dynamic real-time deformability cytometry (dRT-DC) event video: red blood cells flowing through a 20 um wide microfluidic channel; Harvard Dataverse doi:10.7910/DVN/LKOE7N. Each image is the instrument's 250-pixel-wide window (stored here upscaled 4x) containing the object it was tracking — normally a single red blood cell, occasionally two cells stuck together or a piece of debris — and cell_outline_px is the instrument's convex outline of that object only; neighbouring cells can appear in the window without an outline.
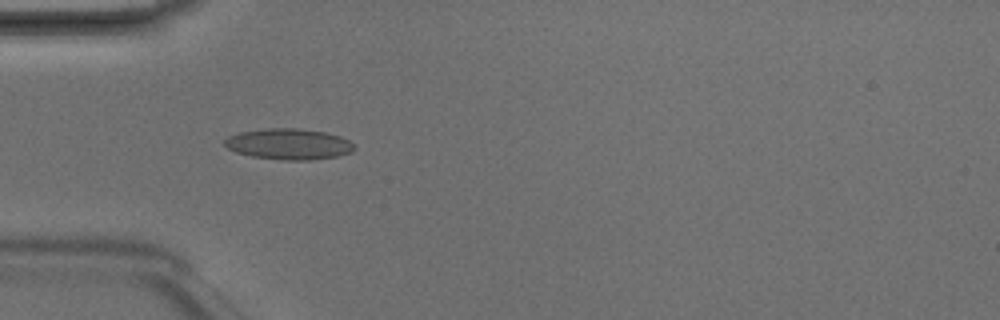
{"species": "Egyptian fruit bat (a non-hibernating species)", "species_latin": "Rousettus aegyptiacus", "temperature_condition": "room temperature", "stored_images_in_passage": 5, "camera_frame_rate_fps": 3000, "um_per_image_px": 0.085, "animal": {"sex": "male"}, "frame": {"image": 1, "passage_image": 4, "time_ms": 1.0, "image_size_px": [1000, 320], "cell_outline_px": [[356, 148], [352, 152], [336, 156], [308, 160], [284, 160], [252, 156], [236, 152], [228, 148], [224, 144], [224, 140], [228, 136], [240, 132], [268, 128], [296, 128], [324, 132], [340, 136], [356, 144]], "centroid_in_image_um": [24.56, 12.24], "position_along_channel_um": 60.4, "area_um2": 23.29}}